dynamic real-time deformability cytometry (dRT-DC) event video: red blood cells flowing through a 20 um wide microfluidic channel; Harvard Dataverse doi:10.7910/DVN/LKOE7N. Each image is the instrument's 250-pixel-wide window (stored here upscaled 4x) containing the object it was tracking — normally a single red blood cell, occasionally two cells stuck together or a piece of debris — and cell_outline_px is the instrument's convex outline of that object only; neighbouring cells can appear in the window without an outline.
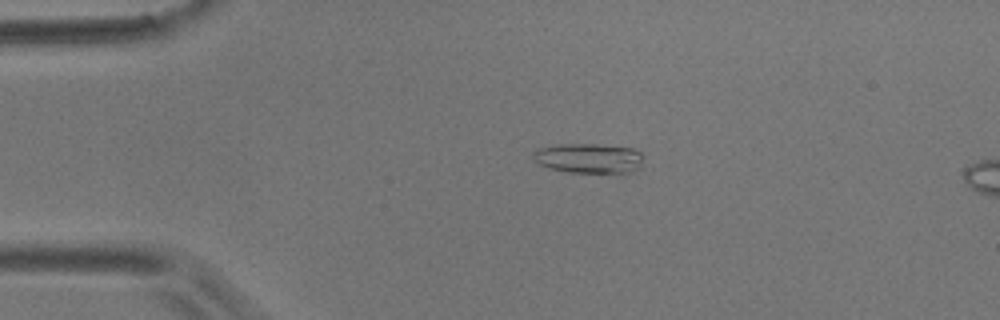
{"species": "common noctule bat (a hibernating species)", "species_latin": "Nyctalus noctula", "temperature_condition": "room temperature", "stored_images_in_passage": 17, "camera_frame_rate_fps": 3000, "um_per_image_px": 0.085, "animal": {"sex": "male", "body_mass_g": 17.9}, "frame": {"image": 1, "passage_image": 12, "time_ms": 3.667, "image_size_px": [1000, 320], "cell_outline_px": [[640, 168], [632, 172], [620, 176], [568, 172], [548, 168], [540, 164], [532, 156], [532, 152], [536, 148], [556, 144], [596, 144], [632, 148], [640, 152]], "centroid_in_image_um": [50.06, 13.5], "position_along_channel_um": 34.9, "area_um2": 20.0}}